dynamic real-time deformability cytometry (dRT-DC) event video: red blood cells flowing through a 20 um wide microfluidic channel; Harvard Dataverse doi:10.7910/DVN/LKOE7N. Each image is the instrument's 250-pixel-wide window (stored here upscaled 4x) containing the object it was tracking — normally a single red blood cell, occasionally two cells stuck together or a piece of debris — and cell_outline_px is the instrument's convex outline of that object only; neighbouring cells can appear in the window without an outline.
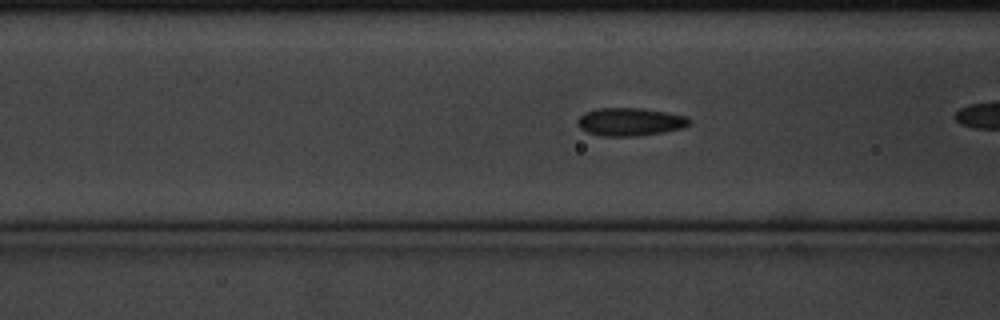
{"species": "common noctule bat (a hibernating species)", "species_latin": "Nyctalus noctula", "temperature_condition": "cold", "stored_images_in_passage": 42, "camera_frame_rate_fps": 3000, "um_per_image_px": 0.085, "animal": {"sex": "male", "body_mass_g": 20.1, "forearm_length_mm": 53.5}, "frame": {"image": 1, "passage_image": 19, "time_ms": 6.0, "image_size_px": [1000, 320], "cell_outline_px": [[692, 124], [684, 128], [664, 132], [636, 136], [604, 136], [588, 132], [580, 128], [576, 120], [584, 112], [596, 108], [640, 108], [664, 112], [684, 116], [692, 120]], "centroid_in_image_um": [53.56, 10.35], "position_along_channel_um": 113.0, "area_um2": 18.26}}
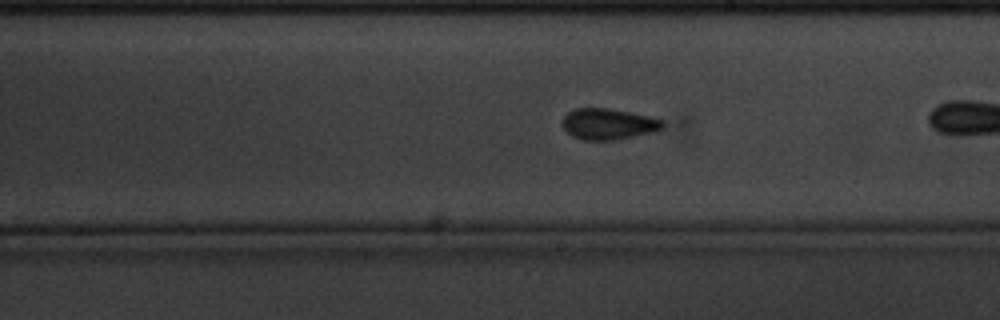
{"frame": {"image": 2, "passage_image": 30, "time_ms": 9.667, "image_size_px": [1000, 320], "cell_outline_px": [[664, 128], [652, 132], [612, 140], [584, 140], [572, 136], [560, 124], [564, 116], [568, 112], [576, 108], [608, 108], [652, 116], [664, 120]], "centroid_in_image_um": [51.71, 10.53], "position_along_channel_um": 237.3, "area_um2": 18.21}}